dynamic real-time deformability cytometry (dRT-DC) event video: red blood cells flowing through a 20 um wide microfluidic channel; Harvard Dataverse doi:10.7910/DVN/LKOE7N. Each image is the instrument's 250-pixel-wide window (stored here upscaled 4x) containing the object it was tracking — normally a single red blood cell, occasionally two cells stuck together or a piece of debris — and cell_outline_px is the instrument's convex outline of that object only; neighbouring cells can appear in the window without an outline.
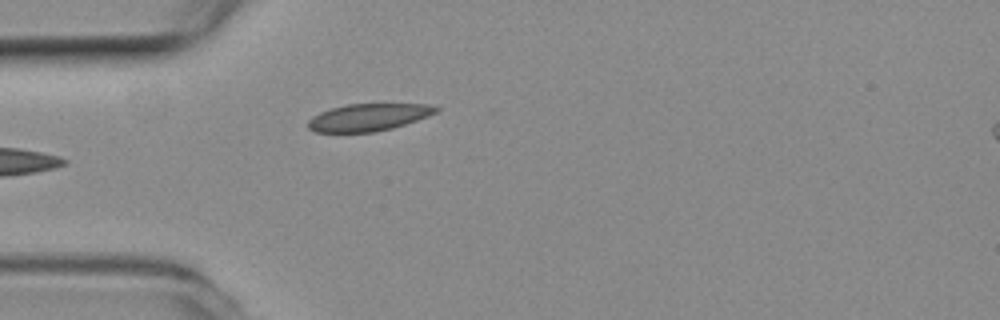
{"species": "common noctule bat (a hibernating species)", "species_latin": "Nyctalus noctula", "temperature_condition": "room temperature", "stored_images_in_passage": 4, "camera_frame_rate_fps": 3000, "um_per_image_px": 0.085, "animal": {"sex": "female", "body_mass_g": 19.3, "forearm_length_mm": 54.1}, "frame": {"image": 1, "passage_image": 4, "time_ms": 1.0, "image_size_px": [1000, 320], "cell_outline_px": [[440, 108], [436, 112], [428, 116], [392, 128], [376, 132], [316, 132], [308, 128], [308, 120], [312, 116], [320, 112], [344, 104], [428, 104]], "centroid_in_image_um": [31.29, 9.97], "position_along_channel_um": 53.7, "area_um2": 20.23}}